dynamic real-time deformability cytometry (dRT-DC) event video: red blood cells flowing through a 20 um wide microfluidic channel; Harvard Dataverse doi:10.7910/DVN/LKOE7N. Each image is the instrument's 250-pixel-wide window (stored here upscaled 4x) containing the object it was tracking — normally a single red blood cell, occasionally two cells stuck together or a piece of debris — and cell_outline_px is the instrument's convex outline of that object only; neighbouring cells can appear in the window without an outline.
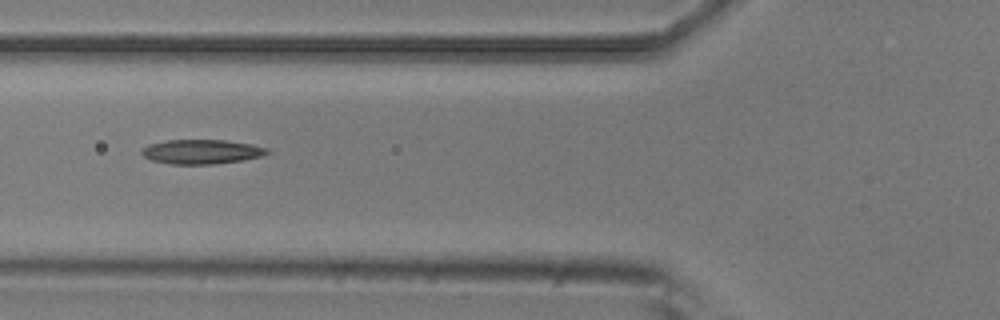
{"species": "common noctule bat (a hibernating species)", "species_latin": "Nyctalus noctula", "temperature_condition": "room temperature", "stored_images_in_passage": 7, "camera_frame_rate_fps": 3000, "um_per_image_px": 0.085, "animal": {"sex": "male", "body_mass_g": 20.5, "forearm_length_mm": 52.5}, "frame": {"image": 1, "passage_image": 6, "time_ms": 1.667, "image_size_px": [1000, 320], "cell_outline_px": [[272, 152], [264, 156], [240, 160], [212, 164], [172, 164], [152, 160], [144, 156], [140, 152], [148, 144], [168, 140], [224, 140], [252, 144], [268, 148]], "centroid_in_image_um": [17.17, 12.89], "position_along_channel_um": 108.6, "area_um2": 17.8}}
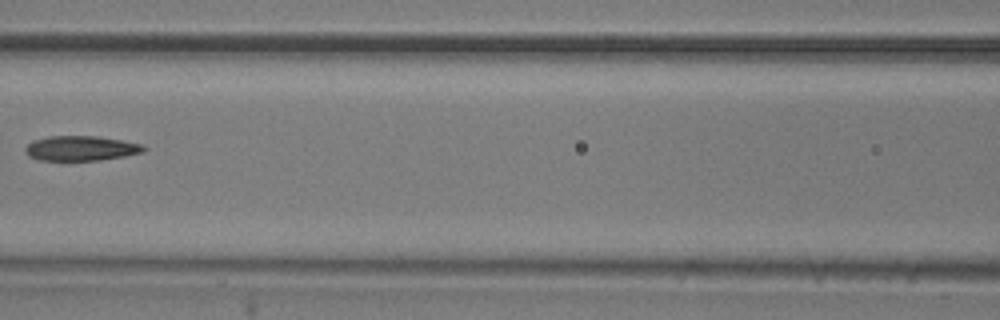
{"frame": {"image": 2, "passage_image": 7, "time_ms": 2.0, "image_size_px": [1000, 320], "cell_outline_px": [[148, 148], [144, 152], [124, 156], [100, 160], [40, 160], [28, 156], [24, 152], [24, 148], [32, 140], [48, 136], [96, 136], [144, 144]], "centroid_in_image_um": [6.88, 12.6], "position_along_channel_um": 159.7, "area_um2": 17.28}}